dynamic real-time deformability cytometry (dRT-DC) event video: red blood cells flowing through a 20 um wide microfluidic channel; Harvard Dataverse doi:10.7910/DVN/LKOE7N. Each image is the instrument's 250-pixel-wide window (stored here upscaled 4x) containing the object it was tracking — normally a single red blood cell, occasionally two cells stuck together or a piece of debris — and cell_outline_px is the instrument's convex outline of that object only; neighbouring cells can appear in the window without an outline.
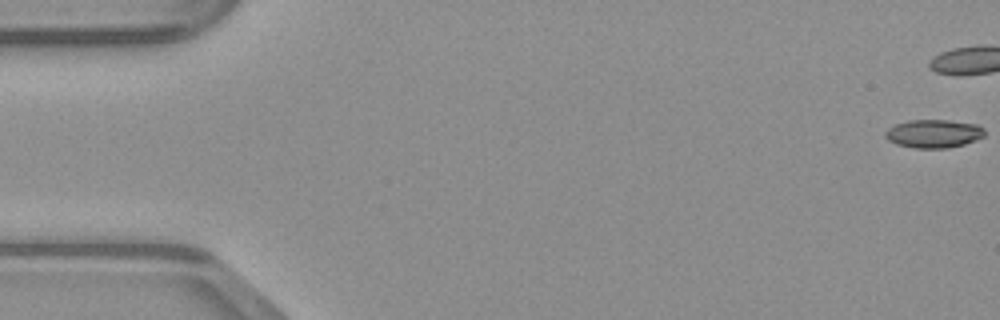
{"species": "common noctule bat (a hibernating species)", "species_latin": "Nyctalus noctula", "temperature_condition": "warm", "stored_images_in_passage": 38, "camera_frame_rate_fps": 3000, "um_per_image_px": 0.085, "animal": {"sex": "male", "body_mass_g": 23.1, "forearm_length_mm": 52.7}, "frame": {"image": 1, "passage_image": 1, "time_ms": 0.0, "image_size_px": [1000, 320], "cell_outline_px": [[984, 136], [976, 140], [964, 144], [948, 148], [916, 148], [896, 144], [888, 140], [884, 136], [884, 132], [888, 128], [896, 124], [908, 120], [948, 120], [980, 124], [984, 128]], "centroid_in_image_um": [79.37, 11.35], "position_along_channel_um": 5.6, "area_um2": 16.53}}